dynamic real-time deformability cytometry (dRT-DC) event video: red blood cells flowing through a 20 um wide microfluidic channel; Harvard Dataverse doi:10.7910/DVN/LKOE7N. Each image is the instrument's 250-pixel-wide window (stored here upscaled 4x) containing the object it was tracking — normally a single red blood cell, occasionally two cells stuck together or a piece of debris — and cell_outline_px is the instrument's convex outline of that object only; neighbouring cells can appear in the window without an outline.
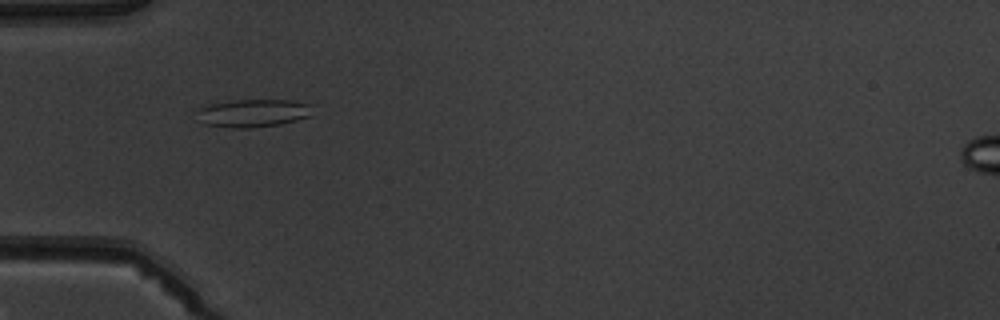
{"species": "common noctule bat (a hibernating species)", "species_latin": "Nyctalus noctula", "temperature_condition": "warm", "stored_images_in_passage": 6, "camera_frame_rate_fps": 3000, "um_per_image_px": 0.085, "animal": {"sex": "male", "body_mass_g": 19.5, "forearm_length_mm": 54.6}, "frame": {"image": 1, "passage_image": 4, "time_ms": 4.333, "image_size_px": [1000, 320], "cell_outline_px": [[308, 116], [296, 120], [280, 124], [252, 128], [228, 128], [204, 124], [196, 108], [212, 104], [236, 100], [292, 100], [308, 104]], "centroid_in_image_um": [21.45, 9.62], "position_along_channel_um": 63.5, "area_um2": 18.38}}
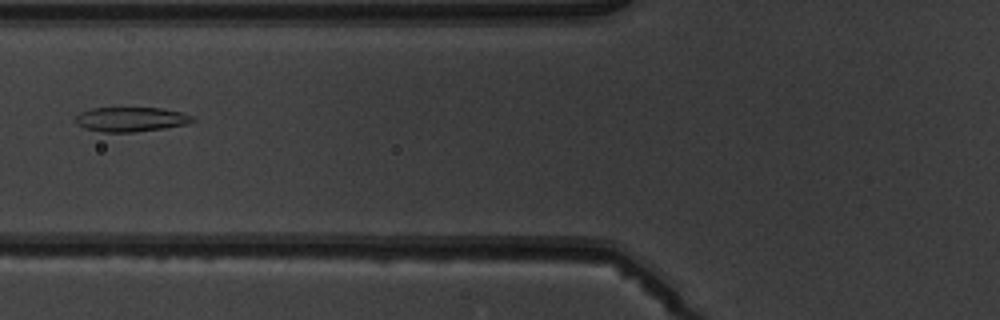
{"frame": {"image": 2, "passage_image": 5, "time_ms": 5.667, "image_size_px": [1000, 320], "cell_outline_px": [[196, 120], [188, 124], [164, 128], [132, 132], [104, 132], [84, 128], [76, 124], [76, 116], [80, 112], [92, 108], [164, 108], [180, 112], [192, 116]], "centroid_in_image_um": [11.13, 10.14], "position_along_channel_um": 114.7, "area_um2": 16.7}}
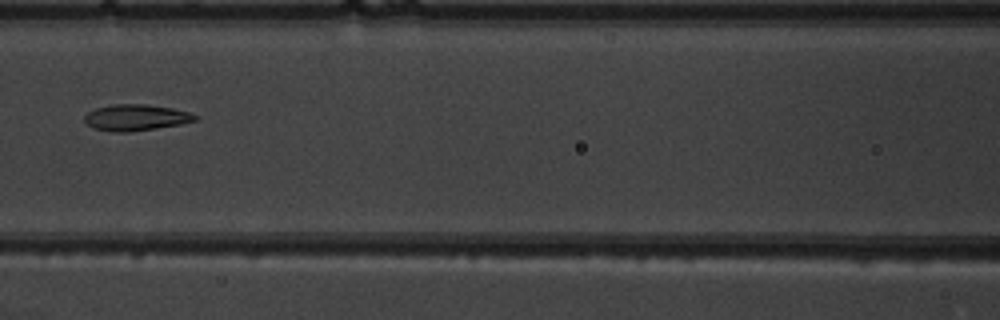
{"frame": {"image": 3, "passage_image": 6, "time_ms": 6.667, "image_size_px": [1000, 320], "cell_outline_px": [[200, 116], [196, 120], [180, 124], [156, 128], [128, 132], [112, 132], [92, 128], [84, 120], [84, 116], [88, 112], [96, 108], [112, 104], [144, 104], [172, 108], [188, 112]], "centroid_in_image_um": [11.53, 9.99], "position_along_channel_um": 155.1, "area_um2": 16.88}}